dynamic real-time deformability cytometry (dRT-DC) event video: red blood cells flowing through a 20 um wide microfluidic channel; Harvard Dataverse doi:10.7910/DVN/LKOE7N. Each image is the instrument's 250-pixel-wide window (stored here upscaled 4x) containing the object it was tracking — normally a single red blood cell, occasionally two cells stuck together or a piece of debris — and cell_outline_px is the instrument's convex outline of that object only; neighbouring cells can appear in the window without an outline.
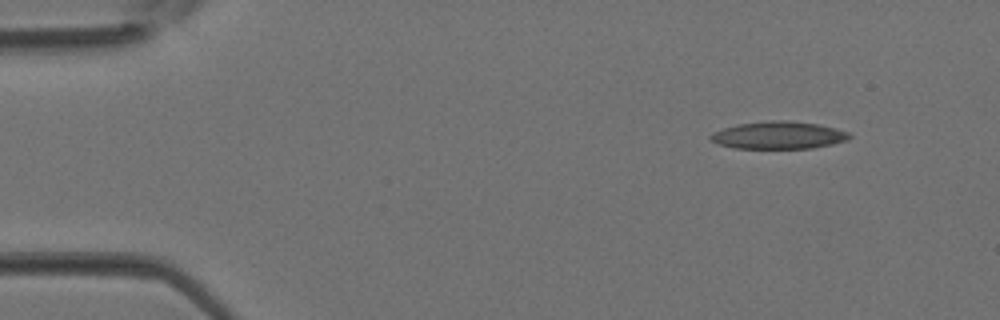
{"species": "Egyptian fruit bat (a non-hibernating species)", "species_latin": "Rousettus aegyptiacus", "temperature_condition": "room temperature", "stored_images_in_passage": 3, "camera_frame_rate_fps": 3000, "um_per_image_px": 0.085, "animal": {"sex": "female"}, "frame": {"image": 1, "passage_image": 1, "time_ms": 0.0, "image_size_px": [1000, 320], "cell_outline_px": [[852, 136], [848, 140], [832, 144], [812, 148], [736, 148], [720, 144], [712, 140], [708, 136], [712, 132], [736, 124], [772, 120], [784, 120], [816, 124], [836, 128], [848, 132]], "centroid_in_image_um": [66.18, 11.49], "position_along_channel_um": 18.8, "area_um2": 22.08}}